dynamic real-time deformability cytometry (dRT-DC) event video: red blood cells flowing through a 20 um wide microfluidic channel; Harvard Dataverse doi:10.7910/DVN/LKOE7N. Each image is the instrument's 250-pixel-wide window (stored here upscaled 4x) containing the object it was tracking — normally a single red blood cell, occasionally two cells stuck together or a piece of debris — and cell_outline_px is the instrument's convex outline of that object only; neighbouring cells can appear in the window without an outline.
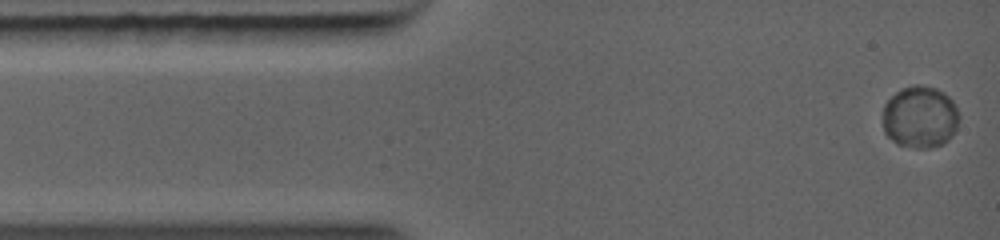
{"species": "common noctule bat (a hibernating species)", "species_latin": "Nyctalus noctula", "temperature_condition": "warm", "stored_images_in_passage": 11, "camera_frame_rate_fps": 5000, "um_per_image_px": 0.085, "animal": {"sex": "female", "body_mass_g": 19.0, "forearm_length_mm": 56.7}, "frame": {"image": 1, "passage_image": 1, "time_ms": 0.0, "image_size_px": [1000, 240], "cell_outline_px": [[960, 116], [956, 128], [940, 144], [900, 144], [888, 136], [884, 132], [884, 104], [896, 92], [912, 84], [920, 84], [936, 88], [944, 92], [952, 100]], "centroid_in_image_um": [78.2, 9.84], "position_along_channel_um": 6.8, "area_um2": 26.41}}
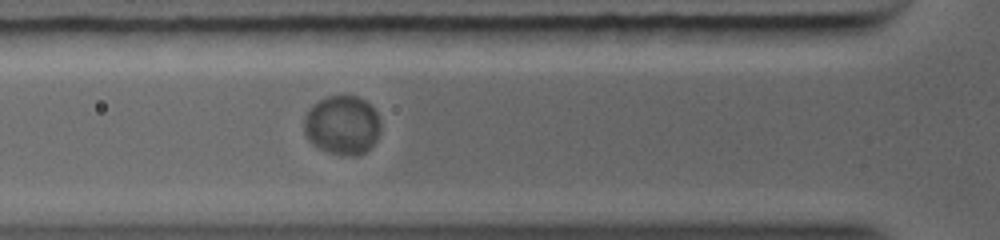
{"frame": {"image": 2, "passage_image": 10, "time_ms": 3.4, "image_size_px": [1000, 240], "cell_outline_px": [[380, 124], [376, 136], [360, 152], [340, 152], [328, 148], [312, 140], [308, 136], [304, 124], [308, 112], [312, 104], [328, 96], [356, 96], [364, 100], [376, 112]], "centroid_in_image_um": [29.09, 10.49], "position_along_channel_um": 96.7, "area_um2": 23.99}}
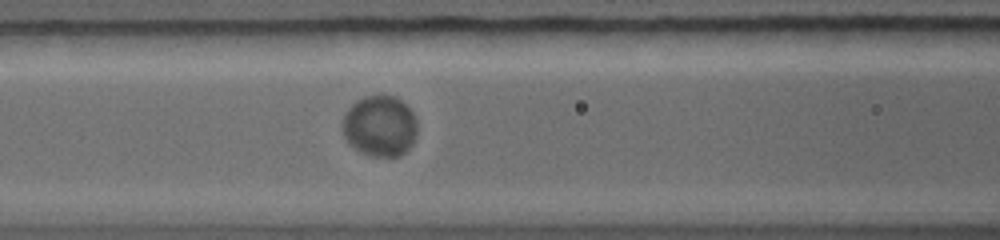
{"frame": {"image": 3, "passage_image": 11, "time_ms": 4.2, "image_size_px": [1000, 240], "cell_outline_px": [[416, 124], [412, 136], [408, 144], [396, 156], [388, 156], [372, 152], [364, 148], [352, 140], [348, 136], [344, 128], [344, 116], [348, 108], [356, 100], [364, 96], [380, 92], [396, 96], [412, 112], [416, 120]], "centroid_in_image_um": [32.31, 10.52], "position_along_channel_um": 134.3, "area_um2": 24.57}}